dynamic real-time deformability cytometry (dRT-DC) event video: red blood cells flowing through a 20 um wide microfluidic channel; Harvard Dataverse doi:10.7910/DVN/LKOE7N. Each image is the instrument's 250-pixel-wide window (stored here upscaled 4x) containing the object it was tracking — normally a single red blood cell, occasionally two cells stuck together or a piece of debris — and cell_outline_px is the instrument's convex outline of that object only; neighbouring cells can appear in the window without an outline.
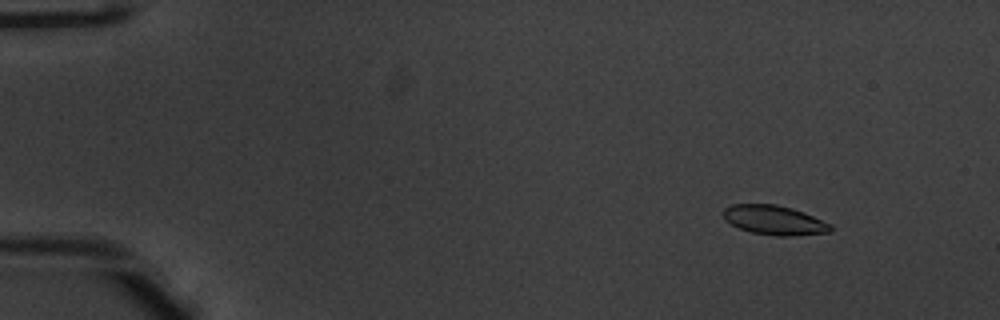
{"species": "common noctule bat (a hibernating species)", "species_latin": "Nyctalus noctula", "temperature_condition": "warm", "stored_images_in_passage": 53, "camera_frame_rate_fps": 3000, "um_per_image_px": 0.085, "animal": {"sex": "male", "body_mass_g": 20.1, "forearm_length_mm": 53.5}, "frame": {"image": 1, "passage_image": 6, "time_ms": 1.667, "image_size_px": [1000, 320], "cell_outline_px": [[832, 228], [828, 232], [792, 236], [776, 236], [752, 232], [740, 228], [724, 220], [724, 208], [732, 204], [776, 204], [792, 208], [804, 212], [832, 224]], "centroid_in_image_um": [65.82, 18.7], "position_along_channel_um": 19.2, "area_um2": 18.32}}
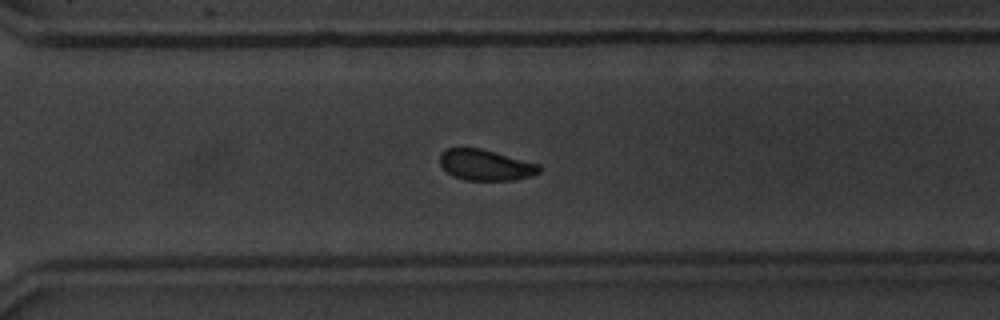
{"frame": {"image": 2, "passage_image": 38, "time_ms": 12.333, "image_size_px": [1000, 320], "cell_outline_px": [[544, 168], [540, 172], [532, 176], [516, 180], [464, 180], [448, 172], [440, 164], [440, 156], [448, 148], [480, 148], [540, 164]], "centroid_in_image_um": [41.35, 14.03], "position_along_channel_um": 329.2, "area_um2": 17.8}}
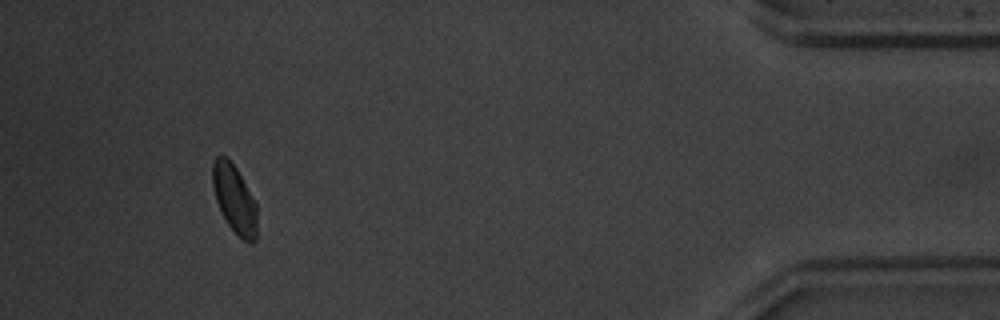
{"frame": {"image": 3, "passage_image": 49, "time_ms": 16.0, "image_size_px": [1000, 320], "cell_outline_px": [[256, 240], [252, 244], [248, 244], [228, 224], [216, 200], [212, 184], [212, 164], [216, 156], [224, 156], [236, 168], [256, 204]], "centroid_in_image_um": [19.92, 16.92], "position_along_channel_um": 415.3, "area_um2": 17.22}}